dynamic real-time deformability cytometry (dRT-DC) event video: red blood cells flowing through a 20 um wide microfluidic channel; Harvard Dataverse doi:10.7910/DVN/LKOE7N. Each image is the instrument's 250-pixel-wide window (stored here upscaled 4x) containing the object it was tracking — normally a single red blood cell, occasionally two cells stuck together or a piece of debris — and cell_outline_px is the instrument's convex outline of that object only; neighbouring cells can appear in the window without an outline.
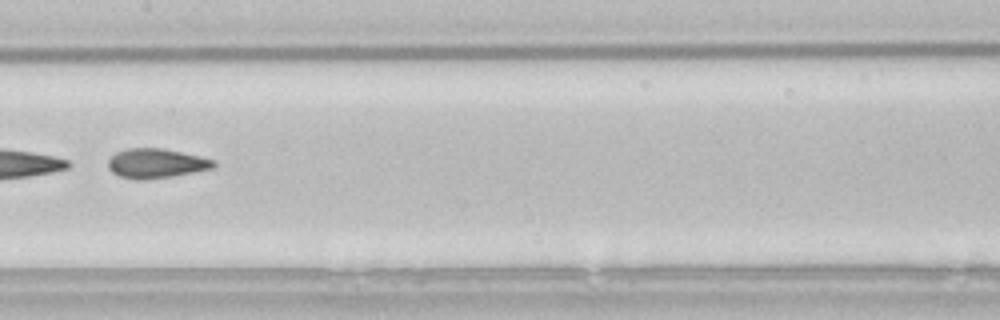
{"species": "common noctule bat (a hibernating species)", "species_latin": "Nyctalus noctula", "temperature_condition": "room temperature", "stored_images_in_passage": 53, "segment_of_instrument_passage": [2, 2], "camera_frame_rate_fps": 3000, "um_per_image_px": 0.085, "animal": {"sex": "male", "body_mass_g": 21.5, "forearm_length_mm": 52.0}, "frame": {"image": 1, "passage_image": 27, "time_ms": 8.667, "image_size_px": [1000, 320], "cell_outline_px": [[216, 164], [212, 168], [196, 172], [172, 176], [144, 180], [136, 180], [120, 176], [112, 172], [108, 168], [108, 160], [116, 152], [128, 148], [164, 148], [200, 156], [216, 160]], "centroid_in_image_um": [13.28, 13.88], "position_along_channel_um": 194.1, "area_um2": 18.26}}